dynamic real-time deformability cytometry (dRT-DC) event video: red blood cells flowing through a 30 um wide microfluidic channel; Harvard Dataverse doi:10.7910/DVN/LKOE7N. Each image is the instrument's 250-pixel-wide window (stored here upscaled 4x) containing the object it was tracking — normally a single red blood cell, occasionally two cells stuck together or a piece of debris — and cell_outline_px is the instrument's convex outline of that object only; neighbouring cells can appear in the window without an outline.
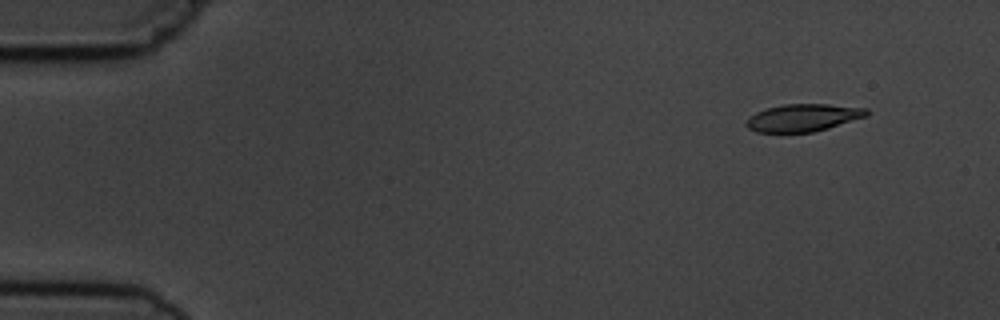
{"species": "common noctule bat (a hibernating species)", "species_latin": "Nyctalus noctula", "temperature_condition": "cold", "stored_images_in_passage": 5, "camera_frame_rate_fps": 3000, "um_per_image_px": 0.085, "animal": {"sex": "male", "body_mass_g": 19.5, "forearm_length_mm": 54.6}, "frame": {"image": 1, "passage_image": 2, "time_ms": 1.333, "image_size_px": [1000, 320], "cell_outline_px": [[868, 116], [828, 128], [812, 132], [756, 132], [748, 128], [744, 124], [748, 116], [756, 112], [768, 108], [784, 104], [828, 104], [868, 108]], "centroid_in_image_um": [68.25, 10.0], "position_along_channel_um": 16.7, "area_um2": 19.31}}
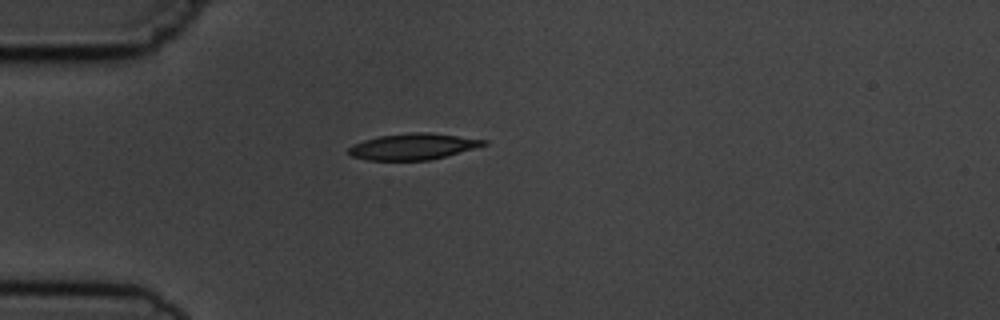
{"frame": {"image": 2, "passage_image": 5, "time_ms": 4.667, "image_size_px": [1000, 320], "cell_outline_px": [[488, 144], [444, 156], [428, 160], [368, 160], [352, 156], [348, 152], [348, 148], [352, 144], [364, 140], [380, 136], [412, 132], [428, 132], [488, 140]], "centroid_in_image_um": [35.08, 12.45], "position_along_channel_um": 49.9, "area_um2": 20.35}}